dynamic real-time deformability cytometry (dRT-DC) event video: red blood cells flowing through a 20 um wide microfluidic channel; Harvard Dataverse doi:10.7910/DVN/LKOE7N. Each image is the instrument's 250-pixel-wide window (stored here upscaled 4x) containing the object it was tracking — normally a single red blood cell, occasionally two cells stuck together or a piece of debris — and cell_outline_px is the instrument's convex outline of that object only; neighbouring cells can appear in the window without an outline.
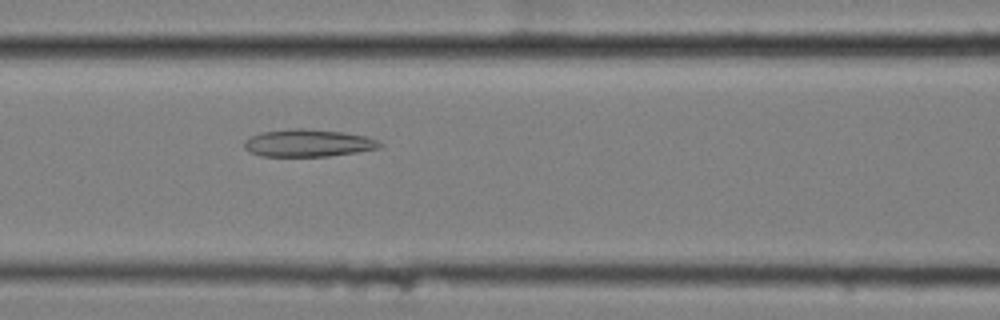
{"species": "common noctule bat (a hibernating species)", "species_latin": "Nyctalus noctula", "temperature_condition": "cold", "stored_images_in_passage": 5, "camera_frame_rate_fps": 3000, "um_per_image_px": 0.085, "animal": {"sex": "female", "body_mass_g": 25.1}, "frame": {"image": 1, "passage_image": 4, "time_ms": 1.0, "image_size_px": [1000, 320], "cell_outline_px": [[384, 144], [380, 148], [356, 152], [328, 156], [260, 156], [248, 152], [244, 148], [244, 140], [260, 132], [292, 128], [304, 128], [344, 132], [364, 136], [376, 140]], "centroid_in_image_um": [26.15, 12.16], "position_along_channel_um": 140.4, "area_um2": 21.73}}